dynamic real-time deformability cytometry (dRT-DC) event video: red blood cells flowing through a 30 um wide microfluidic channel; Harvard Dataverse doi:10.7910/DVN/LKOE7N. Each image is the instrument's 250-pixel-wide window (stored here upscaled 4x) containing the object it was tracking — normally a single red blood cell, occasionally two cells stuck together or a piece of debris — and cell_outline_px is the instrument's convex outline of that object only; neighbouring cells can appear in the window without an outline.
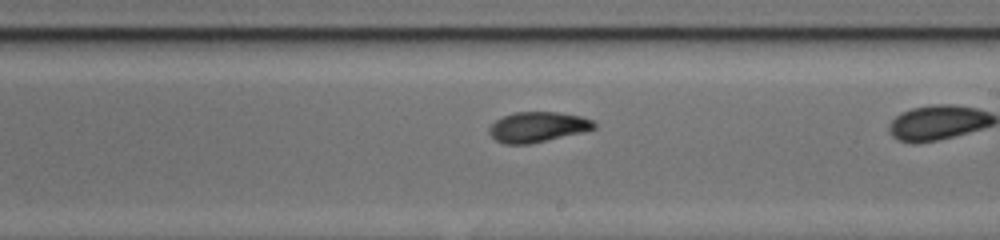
{"species": "common noctule bat (a hibernating species)", "species_latin": "Nyctalus noctula", "temperature_condition": "cold", "stored_images_in_passage": 31, "camera_frame_rate_fps": 3000, "um_per_image_px": 0.085, "animal": {"sex": "female", "body_mass_g": 17.0, "forearm_length_mm": 48.0}, "frame": {"image": 1, "passage_image": 22, "time_ms": 7.0, "image_size_px": [1000, 240], "cell_outline_px": [[596, 128], [584, 132], [528, 144], [504, 144], [496, 140], [488, 132], [488, 128], [496, 120], [504, 116], [516, 112], [556, 112], [580, 116], [592, 120], [596, 124]], "centroid_in_image_um": [45.7, 10.8], "position_along_channel_um": 243.3, "area_um2": 18.38}}